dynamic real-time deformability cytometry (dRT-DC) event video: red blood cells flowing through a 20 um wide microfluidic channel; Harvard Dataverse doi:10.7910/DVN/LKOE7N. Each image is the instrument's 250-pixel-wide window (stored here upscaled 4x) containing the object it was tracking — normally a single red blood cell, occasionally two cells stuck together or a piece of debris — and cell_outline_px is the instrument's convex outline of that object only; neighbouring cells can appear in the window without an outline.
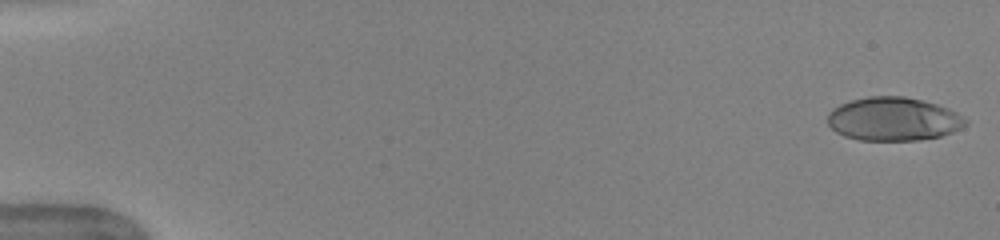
{"species": "human", "species_latin": "Homo sapiens", "temperature_condition": "warm", "stored_images_in_passage": 51, "camera_frame_rate_fps": 3000, "um_per_image_px": 0.085, "donor": {"sex": "female"}, "frame": {"image": 1, "passage_image": 1, "time_ms": 0.0, "image_size_px": [1000, 240], "cell_outline_px": [[968, 124], [952, 132], [940, 136], [916, 140], [860, 140], [844, 136], [836, 132], [828, 124], [828, 112], [832, 108], [840, 104], [852, 100], [868, 96], [904, 96], [936, 104], [948, 108], [964, 116], [968, 120]], "centroid_in_image_um": [75.94, 10.11], "position_along_channel_um": 9.1, "area_um2": 34.97}}
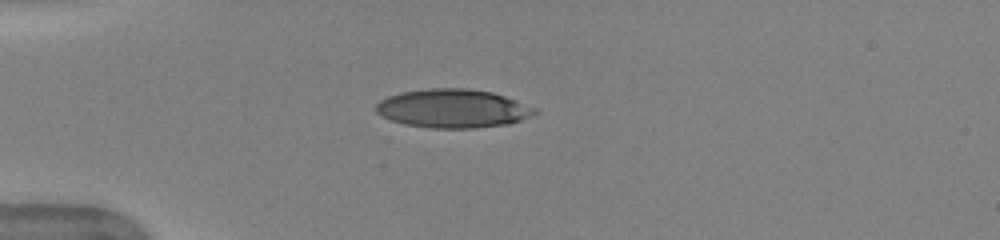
{"frame": {"image": 2, "passage_image": 14, "time_ms": 4.333, "image_size_px": [1000, 240], "cell_outline_px": [[540, 112], [520, 120], [508, 124], [476, 128], [432, 128], [404, 124], [380, 116], [376, 112], [376, 104], [380, 100], [388, 96], [400, 92], [428, 88], [468, 88], [492, 92], [516, 100], [536, 108]], "centroid_in_image_um": [38.49, 9.22], "position_along_channel_um": 46.5, "area_um2": 35.89}}
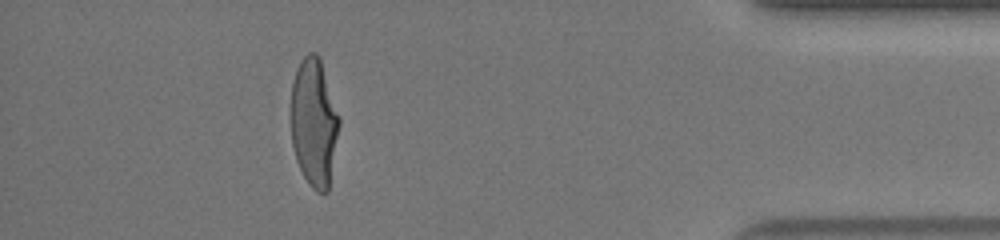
{"frame": {"image": 3, "passage_image": 46, "time_ms": 15.0, "image_size_px": [1000, 240], "cell_outline_px": [[340, 124], [328, 192], [316, 192], [308, 184], [296, 160], [292, 144], [292, 84], [300, 60], [308, 52], [316, 52], [320, 56], [340, 116]], "centroid_in_image_um": [26.71, 10.4], "position_along_channel_um": 408.5, "area_um2": 36.13}, "authors_computed_cell_mechanics": {"area_um2": 36.5296, "velocity_mm_per_s": 4.0025, "shape_relaxation_time_tau1_ms": 5.391, "shape_relaxation_time_tau2_ms": null, "deformation_change_tau1": 0.2535, "deformation_change_tau2": null}}